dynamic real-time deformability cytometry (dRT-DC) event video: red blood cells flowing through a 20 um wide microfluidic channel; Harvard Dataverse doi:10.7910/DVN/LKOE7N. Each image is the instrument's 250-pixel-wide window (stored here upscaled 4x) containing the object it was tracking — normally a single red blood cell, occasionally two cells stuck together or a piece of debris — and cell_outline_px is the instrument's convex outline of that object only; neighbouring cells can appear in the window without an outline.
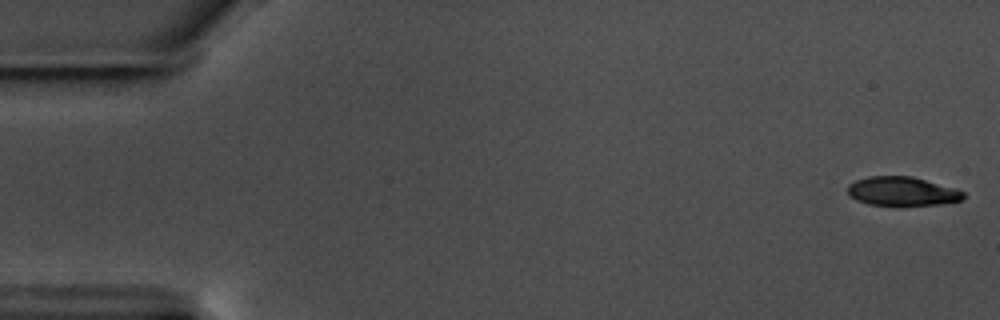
{"species": "common noctule bat (a hibernating species)", "species_latin": "Nyctalus noctula", "temperature_condition": "warm", "stored_images_in_passage": 57, "camera_frame_rate_fps": 3000, "um_per_image_px": 0.085, "animal": {"sex": "male", "body_mass_g": 17.5, "forearm_length_mm": 52.3}, "frame": {"image": 1, "passage_image": 1, "time_ms": 0.0, "image_size_px": [1000, 320], "cell_outline_px": [[964, 196], [960, 200], [940, 204], [868, 204], [856, 200], [848, 192], [848, 184], [856, 180], [868, 176], [912, 176], [956, 188], [964, 192]], "centroid_in_image_um": [76.68, 16.23], "position_along_channel_um": 8.3, "area_um2": 19.13}}
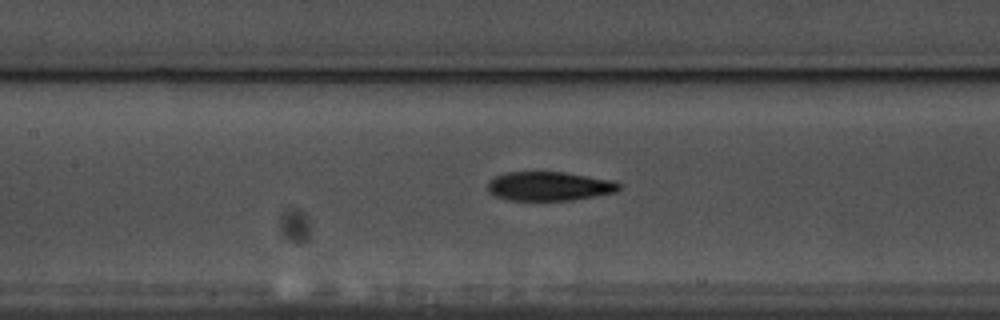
{"frame": {"image": 2, "passage_image": 26, "time_ms": 8.333, "image_size_px": [1000, 320], "cell_outline_px": [[620, 188], [616, 192], [572, 200], [508, 200], [496, 196], [488, 192], [488, 180], [504, 172], [564, 172], [612, 180], [620, 184]], "centroid_in_image_um": [46.65, 15.82], "position_along_channel_um": 160.7, "area_um2": 22.2}}
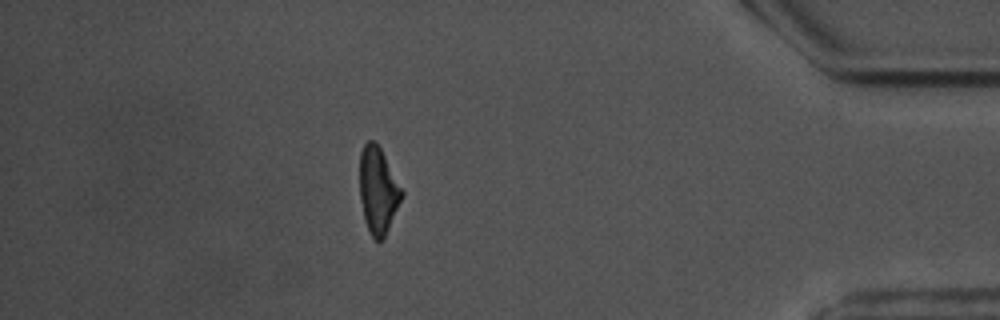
{"frame": {"image": 3, "passage_image": 50, "time_ms": 16.333, "image_size_px": [1000, 320], "cell_outline_px": [[404, 196], [384, 236], [380, 240], [376, 240], [372, 236], [364, 220], [360, 200], [360, 152], [364, 144], [368, 140], [372, 140], [380, 148], [404, 192]], "centroid_in_image_um": [32.13, 16.17], "position_along_channel_um": 403.1, "area_um2": 20.92}, "authors_computed_cell_mechanics": {"area_um2": 22.0218, "velocity_mm_per_s": 3.5854, "shape_relaxation_time_tau1_ms": 4.0949, "shape_relaxation_time_tau2_ms": 7.021, "deformation_change_tau1": 0.1446, "deformation_change_tau2": 0.1483}}